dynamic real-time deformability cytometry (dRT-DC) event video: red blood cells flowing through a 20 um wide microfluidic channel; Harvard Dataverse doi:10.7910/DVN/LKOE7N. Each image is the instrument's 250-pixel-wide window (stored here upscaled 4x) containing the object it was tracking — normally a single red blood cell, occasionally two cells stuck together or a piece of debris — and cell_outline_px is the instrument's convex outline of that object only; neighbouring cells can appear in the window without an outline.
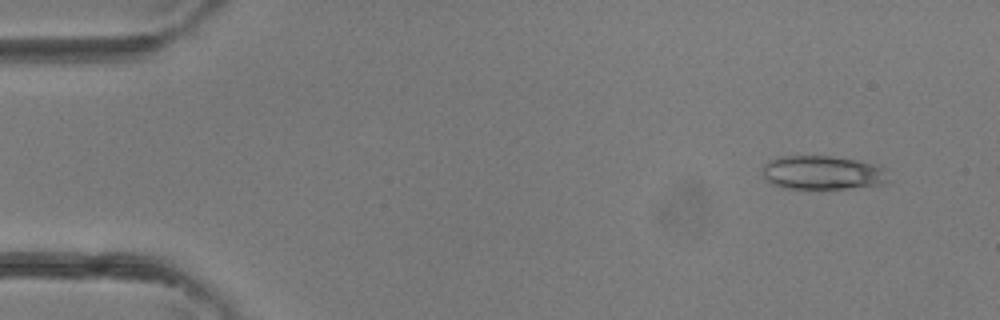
{"species": "common noctule bat (a hibernating species)", "species_latin": "Nyctalus noctula", "temperature_condition": "room temperature", "stored_images_in_passage": 3, "camera_frame_rate_fps": 3000, "um_per_image_px": 0.085, "animal": {"sex": "female"}, "frame": {"image": 1, "passage_image": 1, "time_ms": 0.0, "image_size_px": [1000, 320], "cell_outline_px": [[892, 180], [888, 184], [848, 188], [780, 188], [772, 184], [764, 176], [764, 164], [768, 160], [780, 156], [832, 156], [856, 160], [888, 168]], "centroid_in_image_um": [70.01, 14.68], "position_along_channel_um": 15.0, "area_um2": 25.2}}